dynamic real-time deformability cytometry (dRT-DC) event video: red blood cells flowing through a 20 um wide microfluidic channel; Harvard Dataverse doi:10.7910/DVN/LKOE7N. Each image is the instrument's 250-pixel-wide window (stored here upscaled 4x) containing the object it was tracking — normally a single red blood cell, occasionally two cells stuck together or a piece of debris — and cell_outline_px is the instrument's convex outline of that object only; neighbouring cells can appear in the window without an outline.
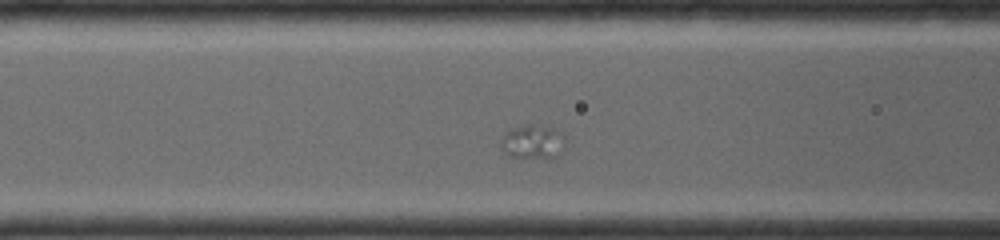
{"species": "common noctule bat (a hibernating species)", "species_latin": "Nyctalus noctula", "temperature_condition": "room temperature", "stored_images_in_passage": 33, "camera_frame_rate_fps": 4000, "um_per_image_px": 0.085, "animal": {"sex": "female", "body_mass_g": 19.0, "forearm_length_mm": 56.7}, "frame": {"image": 1, "passage_image": 9, "time_ms": 1.25, "image_size_px": [1000, 240], "cell_outline_px": [[552, 160], [508, 156], [500, 148], [500, 144], [504, 136], [512, 128], [524, 124], [532, 124], [548, 128], [552, 156]], "centroid_in_image_um": [44.85, 12.11], "position_along_channel_um": 121.7, "area_um2": 10.58}}
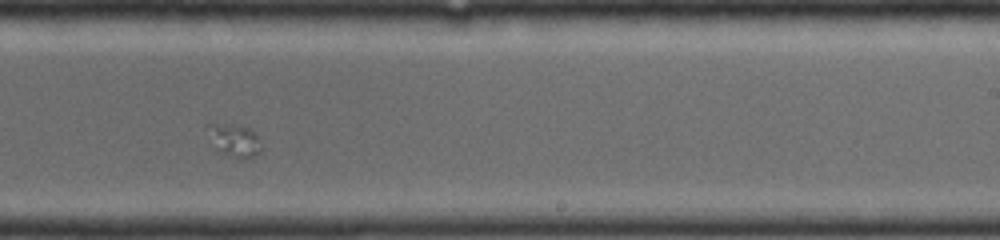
{"frame": {"image": 2, "passage_image": 26, "time_ms": 5.0, "image_size_px": [1000, 240], "cell_outline_px": [[260, 152], [252, 160], [236, 160], [220, 152], [216, 148], [204, 124], [216, 124], [248, 128], [256, 136], [260, 148]], "centroid_in_image_um": [19.92, 12.02], "position_along_channel_um": 269.1, "area_um2": 10.06}}
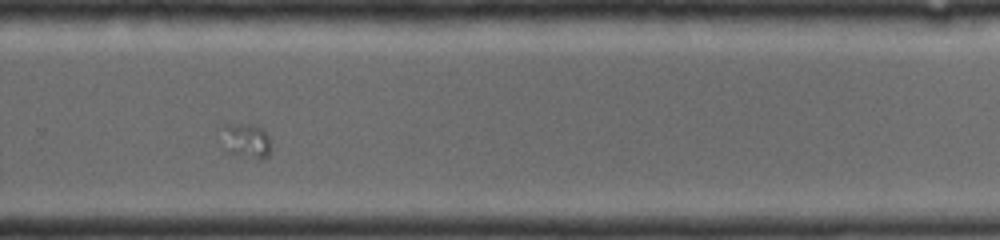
{"frame": {"image": 3, "passage_image": 30, "time_ms": 6.0, "image_size_px": [1000, 240], "cell_outline_px": [[272, 148], [268, 156], [264, 160], [256, 160], [240, 156], [228, 152], [220, 124], [260, 124], [264, 128], [268, 136]], "centroid_in_image_um": [21.0, 11.95], "position_along_channel_um": 308.8, "area_um2": 10.4}}